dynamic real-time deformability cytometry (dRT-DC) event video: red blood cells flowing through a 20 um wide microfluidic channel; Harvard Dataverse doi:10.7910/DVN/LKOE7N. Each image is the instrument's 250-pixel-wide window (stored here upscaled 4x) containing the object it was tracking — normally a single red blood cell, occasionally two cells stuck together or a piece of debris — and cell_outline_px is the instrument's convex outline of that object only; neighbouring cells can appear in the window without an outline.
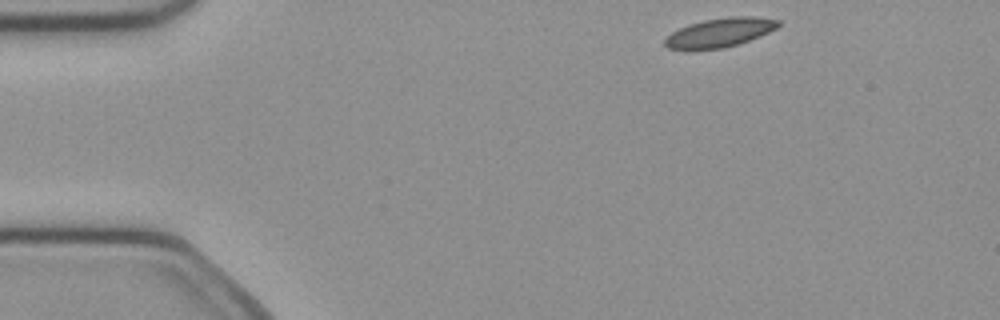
{"species": "common noctule bat (a hibernating species)", "species_latin": "Nyctalus noctula", "temperature_condition": "cold", "stored_images_in_passage": 46, "segment_of_instrument_passage": [1, 2], "camera_frame_rate_fps": 3000, "um_per_image_px": 0.085, "animal": {"sex": "female", "body_mass_g": 21.9}, "frame": {"image": 1, "passage_image": 1, "time_ms": 0.0, "image_size_px": [1000, 320], "cell_outline_px": [[780, 24], [776, 28], [760, 36], [740, 44], [724, 48], [688, 52], [668, 48], [664, 44], [664, 40], [672, 32], [688, 24], [704, 20], [732, 16], [756, 16], [780, 20]], "centroid_in_image_um": [61.15, 2.8], "position_along_channel_um": 23.9, "area_um2": 19.71}}
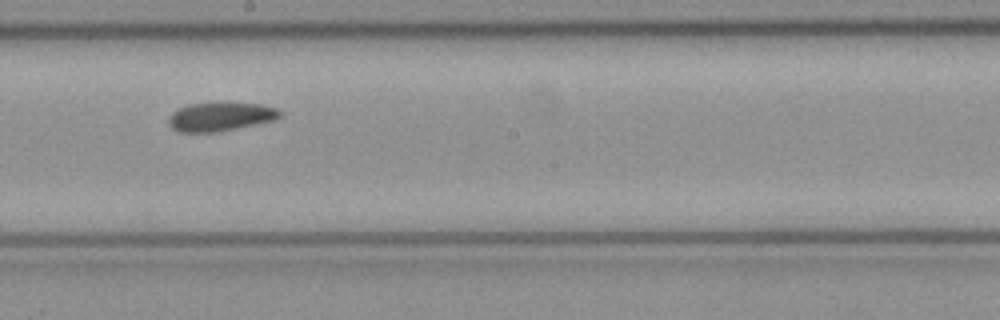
{"frame": {"image": 2, "passage_image": 22, "time_ms": 7.0, "image_size_px": [1000, 320], "cell_outline_px": [[280, 116], [276, 120], [216, 132], [180, 132], [172, 128], [168, 124], [168, 116], [172, 112], [188, 104], [260, 104], [276, 108], [280, 112]], "centroid_in_image_um": [18.7, 9.94], "position_along_channel_um": 229.5, "area_um2": 18.21}}
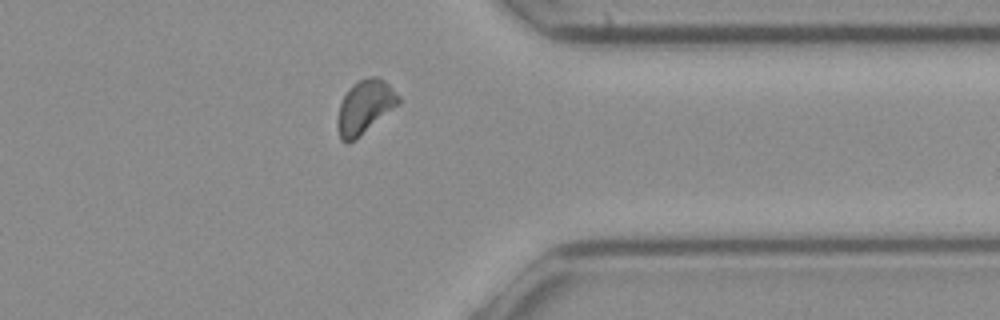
{"frame": {"image": 3, "passage_image": 34, "time_ms": 11.0, "image_size_px": [1000, 320], "cell_outline_px": [[400, 104], [356, 140], [348, 144], [340, 140], [336, 128], [336, 120], [340, 104], [348, 88], [352, 84], [368, 76], [376, 76], [384, 80], [400, 96]], "centroid_in_image_um": [30.99, 9.12], "position_along_channel_um": 380.4, "area_um2": 19.48}}